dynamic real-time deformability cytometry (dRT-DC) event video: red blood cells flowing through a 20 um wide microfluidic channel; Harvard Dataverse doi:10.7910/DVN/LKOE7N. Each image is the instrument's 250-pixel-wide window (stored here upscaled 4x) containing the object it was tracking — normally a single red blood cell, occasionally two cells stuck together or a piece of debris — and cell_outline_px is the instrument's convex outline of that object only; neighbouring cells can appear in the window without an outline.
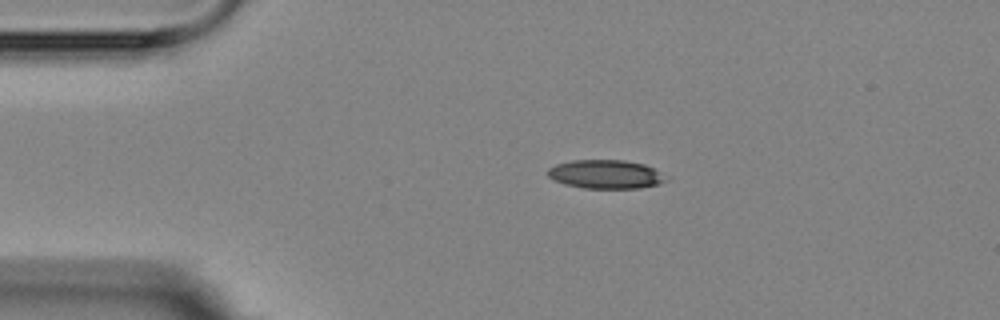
{"species": "Egyptian fruit bat (a non-hibernating species)", "species_latin": "Rousettus aegyptiacus", "temperature_condition": "room temperature", "stored_images_in_passage": 2, "camera_frame_rate_fps": 3000, "um_per_image_px": 0.085, "animal": {"sex": "female"}, "frame": {"image": 1, "passage_image": 1, "time_ms": 0.0, "image_size_px": [1000, 320], "cell_outline_px": [[668, 180], [656, 184], [640, 188], [584, 188], [564, 184], [548, 176], [548, 168], [556, 164], [572, 160], [624, 160], [644, 164], [652, 168]], "centroid_in_image_um": [51.43, 14.81], "position_along_channel_um": 33.6, "area_um2": 19.48}}